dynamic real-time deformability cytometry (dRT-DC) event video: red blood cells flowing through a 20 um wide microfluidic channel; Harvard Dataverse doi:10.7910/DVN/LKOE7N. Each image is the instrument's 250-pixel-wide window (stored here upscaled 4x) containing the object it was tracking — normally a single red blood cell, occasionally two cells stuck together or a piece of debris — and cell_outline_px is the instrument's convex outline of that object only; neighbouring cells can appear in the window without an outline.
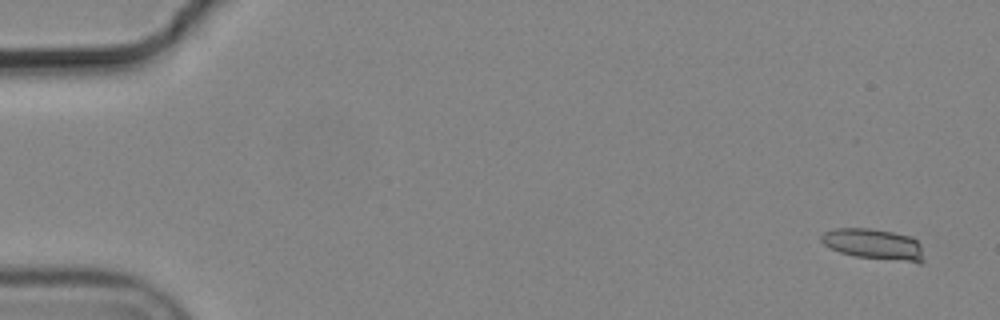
{"species": "common noctule bat (a hibernating species)", "species_latin": "Nyctalus noctula", "temperature_condition": "cold", "stored_images_in_passage": 5, "camera_frame_rate_fps": 3000, "um_per_image_px": 0.085, "animal": {"sex": "male", "body_mass_g": 19.2, "forearm_length_mm": 51.8}, "frame": {"image": 1, "passage_image": 1, "time_ms": 0.0, "image_size_px": [1000, 320], "cell_outline_px": [[924, 260], [920, 264], [856, 256], [840, 252], [824, 244], [820, 240], [820, 236], [824, 232], [836, 228], [868, 228], [892, 232], [912, 236], [920, 244]], "centroid_in_image_um": [74.31, 20.77], "position_along_channel_um": 10.7, "area_um2": 18.55}}
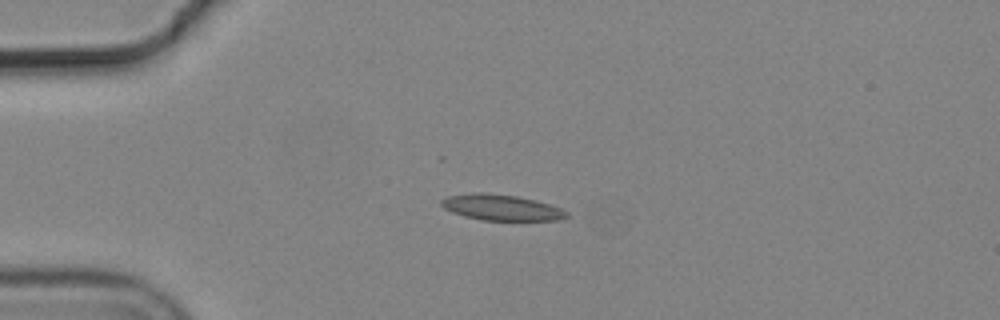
{"frame": {"image": 2, "passage_image": 4, "time_ms": 1.0, "image_size_px": [1000, 320], "cell_outline_px": [[568, 216], [560, 220], [480, 220], [464, 216], [452, 212], [444, 208], [440, 204], [440, 200], [448, 196], [472, 192], [488, 192], [516, 196], [536, 200], [560, 208], [568, 212]], "centroid_in_image_um": [42.58, 17.63], "position_along_channel_um": 42.4, "area_um2": 18.96}}